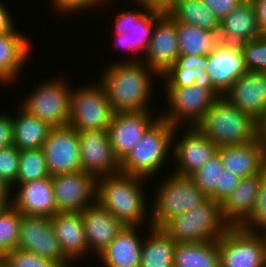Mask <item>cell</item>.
<instances>
[{
  "label": "cell",
  "instance_id": "1",
  "mask_svg": "<svg viewBox=\"0 0 266 267\" xmlns=\"http://www.w3.org/2000/svg\"><path fill=\"white\" fill-rule=\"evenodd\" d=\"M122 61L106 66L99 80L112 109L115 113L150 110L153 78L160 75L142 60Z\"/></svg>",
  "mask_w": 266,
  "mask_h": 267
},
{
  "label": "cell",
  "instance_id": "2",
  "mask_svg": "<svg viewBox=\"0 0 266 267\" xmlns=\"http://www.w3.org/2000/svg\"><path fill=\"white\" fill-rule=\"evenodd\" d=\"M146 178L117 173L98 178L97 203L111 212L125 226H141L147 214L148 202L142 189Z\"/></svg>",
  "mask_w": 266,
  "mask_h": 267
},
{
  "label": "cell",
  "instance_id": "3",
  "mask_svg": "<svg viewBox=\"0 0 266 267\" xmlns=\"http://www.w3.org/2000/svg\"><path fill=\"white\" fill-rule=\"evenodd\" d=\"M194 126L218 147L242 145L259 138L258 121L224 96L218 98Z\"/></svg>",
  "mask_w": 266,
  "mask_h": 267
},
{
  "label": "cell",
  "instance_id": "4",
  "mask_svg": "<svg viewBox=\"0 0 266 267\" xmlns=\"http://www.w3.org/2000/svg\"><path fill=\"white\" fill-rule=\"evenodd\" d=\"M231 226L222 216L221 204L207 198L186 213L168 219L160 229L176 243L218 240Z\"/></svg>",
  "mask_w": 266,
  "mask_h": 267
},
{
  "label": "cell",
  "instance_id": "5",
  "mask_svg": "<svg viewBox=\"0 0 266 267\" xmlns=\"http://www.w3.org/2000/svg\"><path fill=\"white\" fill-rule=\"evenodd\" d=\"M174 125L159 118L142 136L137 145L120 162V173L147 180L162 166L173 149ZM171 150V151H170Z\"/></svg>",
  "mask_w": 266,
  "mask_h": 267
},
{
  "label": "cell",
  "instance_id": "6",
  "mask_svg": "<svg viewBox=\"0 0 266 267\" xmlns=\"http://www.w3.org/2000/svg\"><path fill=\"white\" fill-rule=\"evenodd\" d=\"M156 191L149 213L150 222L147 223L154 228H160L168 219L190 211L208 198L190 176L174 172L160 182Z\"/></svg>",
  "mask_w": 266,
  "mask_h": 267
},
{
  "label": "cell",
  "instance_id": "7",
  "mask_svg": "<svg viewBox=\"0 0 266 267\" xmlns=\"http://www.w3.org/2000/svg\"><path fill=\"white\" fill-rule=\"evenodd\" d=\"M75 89L70 95L68 125L78 132L108 130L115 112L101 84Z\"/></svg>",
  "mask_w": 266,
  "mask_h": 267
},
{
  "label": "cell",
  "instance_id": "8",
  "mask_svg": "<svg viewBox=\"0 0 266 267\" xmlns=\"http://www.w3.org/2000/svg\"><path fill=\"white\" fill-rule=\"evenodd\" d=\"M70 87L62 77L48 79L26 96L20 106L51 127L67 126L70 118Z\"/></svg>",
  "mask_w": 266,
  "mask_h": 267
},
{
  "label": "cell",
  "instance_id": "9",
  "mask_svg": "<svg viewBox=\"0 0 266 267\" xmlns=\"http://www.w3.org/2000/svg\"><path fill=\"white\" fill-rule=\"evenodd\" d=\"M164 88H166L164 93L167 95L169 104L165 111H168L159 116L176 127H180L183 122L189 127L194 126L211 105L222 97L216 89H205L195 84L186 87Z\"/></svg>",
  "mask_w": 266,
  "mask_h": 267
},
{
  "label": "cell",
  "instance_id": "10",
  "mask_svg": "<svg viewBox=\"0 0 266 267\" xmlns=\"http://www.w3.org/2000/svg\"><path fill=\"white\" fill-rule=\"evenodd\" d=\"M220 267H266V236L230 227L219 239Z\"/></svg>",
  "mask_w": 266,
  "mask_h": 267
},
{
  "label": "cell",
  "instance_id": "11",
  "mask_svg": "<svg viewBox=\"0 0 266 267\" xmlns=\"http://www.w3.org/2000/svg\"><path fill=\"white\" fill-rule=\"evenodd\" d=\"M17 248L51 259L60 267H72L61 250L50 217L22 214Z\"/></svg>",
  "mask_w": 266,
  "mask_h": 267
},
{
  "label": "cell",
  "instance_id": "12",
  "mask_svg": "<svg viewBox=\"0 0 266 267\" xmlns=\"http://www.w3.org/2000/svg\"><path fill=\"white\" fill-rule=\"evenodd\" d=\"M57 212H80L97 203L98 178L85 171L51 176Z\"/></svg>",
  "mask_w": 266,
  "mask_h": 267
},
{
  "label": "cell",
  "instance_id": "13",
  "mask_svg": "<svg viewBox=\"0 0 266 267\" xmlns=\"http://www.w3.org/2000/svg\"><path fill=\"white\" fill-rule=\"evenodd\" d=\"M42 150L51 176L82 170L79 135L71 126L52 127Z\"/></svg>",
  "mask_w": 266,
  "mask_h": 267
},
{
  "label": "cell",
  "instance_id": "14",
  "mask_svg": "<svg viewBox=\"0 0 266 267\" xmlns=\"http://www.w3.org/2000/svg\"><path fill=\"white\" fill-rule=\"evenodd\" d=\"M175 127L173 132V154L172 158L175 159L177 169H173L174 173L190 176L196 170L201 168L209 158L217 154L218 146L203 133H201L195 126H188L185 135L178 138L177 130ZM187 131V132H186ZM176 140V142H175Z\"/></svg>",
  "mask_w": 266,
  "mask_h": 267
},
{
  "label": "cell",
  "instance_id": "15",
  "mask_svg": "<svg viewBox=\"0 0 266 267\" xmlns=\"http://www.w3.org/2000/svg\"><path fill=\"white\" fill-rule=\"evenodd\" d=\"M82 170L99 178L120 172L108 130L78 132Z\"/></svg>",
  "mask_w": 266,
  "mask_h": 267
},
{
  "label": "cell",
  "instance_id": "16",
  "mask_svg": "<svg viewBox=\"0 0 266 267\" xmlns=\"http://www.w3.org/2000/svg\"><path fill=\"white\" fill-rule=\"evenodd\" d=\"M150 112V110H145L114 113L108 132L111 147L119 162L128 155L146 131L160 118V116L154 117Z\"/></svg>",
  "mask_w": 266,
  "mask_h": 267
},
{
  "label": "cell",
  "instance_id": "17",
  "mask_svg": "<svg viewBox=\"0 0 266 267\" xmlns=\"http://www.w3.org/2000/svg\"><path fill=\"white\" fill-rule=\"evenodd\" d=\"M179 55L177 22L169 15H163L155 23L142 62L162 75L170 66L175 64Z\"/></svg>",
  "mask_w": 266,
  "mask_h": 267
},
{
  "label": "cell",
  "instance_id": "18",
  "mask_svg": "<svg viewBox=\"0 0 266 267\" xmlns=\"http://www.w3.org/2000/svg\"><path fill=\"white\" fill-rule=\"evenodd\" d=\"M214 88L223 96L233 83L247 73L240 44L221 43L207 55V70Z\"/></svg>",
  "mask_w": 266,
  "mask_h": 267
},
{
  "label": "cell",
  "instance_id": "19",
  "mask_svg": "<svg viewBox=\"0 0 266 267\" xmlns=\"http://www.w3.org/2000/svg\"><path fill=\"white\" fill-rule=\"evenodd\" d=\"M223 96L259 121L266 110V72L248 71L240 76Z\"/></svg>",
  "mask_w": 266,
  "mask_h": 267
},
{
  "label": "cell",
  "instance_id": "20",
  "mask_svg": "<svg viewBox=\"0 0 266 267\" xmlns=\"http://www.w3.org/2000/svg\"><path fill=\"white\" fill-rule=\"evenodd\" d=\"M85 238L90 250L98 256L122 231L125 225L98 203L80 211Z\"/></svg>",
  "mask_w": 266,
  "mask_h": 267
},
{
  "label": "cell",
  "instance_id": "21",
  "mask_svg": "<svg viewBox=\"0 0 266 267\" xmlns=\"http://www.w3.org/2000/svg\"><path fill=\"white\" fill-rule=\"evenodd\" d=\"M13 188L18 190L12 193V205L22 214L52 217L57 213L51 176Z\"/></svg>",
  "mask_w": 266,
  "mask_h": 267
},
{
  "label": "cell",
  "instance_id": "22",
  "mask_svg": "<svg viewBox=\"0 0 266 267\" xmlns=\"http://www.w3.org/2000/svg\"><path fill=\"white\" fill-rule=\"evenodd\" d=\"M223 168L239 178L249 177L266 168V144L261 138L242 145L218 147Z\"/></svg>",
  "mask_w": 266,
  "mask_h": 267
},
{
  "label": "cell",
  "instance_id": "23",
  "mask_svg": "<svg viewBox=\"0 0 266 267\" xmlns=\"http://www.w3.org/2000/svg\"><path fill=\"white\" fill-rule=\"evenodd\" d=\"M265 174L266 168L260 173L242 178L221 204L222 216L231 227L241 226L252 214L259 185Z\"/></svg>",
  "mask_w": 266,
  "mask_h": 267
},
{
  "label": "cell",
  "instance_id": "24",
  "mask_svg": "<svg viewBox=\"0 0 266 267\" xmlns=\"http://www.w3.org/2000/svg\"><path fill=\"white\" fill-rule=\"evenodd\" d=\"M50 219L61 250L71 263L89 255L80 212H57Z\"/></svg>",
  "mask_w": 266,
  "mask_h": 267
},
{
  "label": "cell",
  "instance_id": "25",
  "mask_svg": "<svg viewBox=\"0 0 266 267\" xmlns=\"http://www.w3.org/2000/svg\"><path fill=\"white\" fill-rule=\"evenodd\" d=\"M222 43L241 44L263 35L251 1L242 0L225 18L219 29Z\"/></svg>",
  "mask_w": 266,
  "mask_h": 267
},
{
  "label": "cell",
  "instance_id": "26",
  "mask_svg": "<svg viewBox=\"0 0 266 267\" xmlns=\"http://www.w3.org/2000/svg\"><path fill=\"white\" fill-rule=\"evenodd\" d=\"M139 228L125 226L98 255L104 267H140L143 238L137 232Z\"/></svg>",
  "mask_w": 266,
  "mask_h": 267
},
{
  "label": "cell",
  "instance_id": "27",
  "mask_svg": "<svg viewBox=\"0 0 266 267\" xmlns=\"http://www.w3.org/2000/svg\"><path fill=\"white\" fill-rule=\"evenodd\" d=\"M207 70V55H179L160 78L164 87H186L193 84L205 89H215Z\"/></svg>",
  "mask_w": 266,
  "mask_h": 267
},
{
  "label": "cell",
  "instance_id": "28",
  "mask_svg": "<svg viewBox=\"0 0 266 267\" xmlns=\"http://www.w3.org/2000/svg\"><path fill=\"white\" fill-rule=\"evenodd\" d=\"M19 32L15 27L0 34V82L3 84L14 82L20 76L21 67L32 52L30 40Z\"/></svg>",
  "mask_w": 266,
  "mask_h": 267
},
{
  "label": "cell",
  "instance_id": "29",
  "mask_svg": "<svg viewBox=\"0 0 266 267\" xmlns=\"http://www.w3.org/2000/svg\"><path fill=\"white\" fill-rule=\"evenodd\" d=\"M18 114L12 115L13 145L19 151L42 148L52 127L21 107Z\"/></svg>",
  "mask_w": 266,
  "mask_h": 267
},
{
  "label": "cell",
  "instance_id": "30",
  "mask_svg": "<svg viewBox=\"0 0 266 267\" xmlns=\"http://www.w3.org/2000/svg\"><path fill=\"white\" fill-rule=\"evenodd\" d=\"M174 267H220L218 240L176 243Z\"/></svg>",
  "mask_w": 266,
  "mask_h": 267
},
{
  "label": "cell",
  "instance_id": "31",
  "mask_svg": "<svg viewBox=\"0 0 266 267\" xmlns=\"http://www.w3.org/2000/svg\"><path fill=\"white\" fill-rule=\"evenodd\" d=\"M177 39L180 55H208L222 43L219 31H207L178 22Z\"/></svg>",
  "mask_w": 266,
  "mask_h": 267
},
{
  "label": "cell",
  "instance_id": "32",
  "mask_svg": "<svg viewBox=\"0 0 266 267\" xmlns=\"http://www.w3.org/2000/svg\"><path fill=\"white\" fill-rule=\"evenodd\" d=\"M142 243L140 267H174L176 242L160 228L150 227Z\"/></svg>",
  "mask_w": 266,
  "mask_h": 267
},
{
  "label": "cell",
  "instance_id": "33",
  "mask_svg": "<svg viewBox=\"0 0 266 267\" xmlns=\"http://www.w3.org/2000/svg\"><path fill=\"white\" fill-rule=\"evenodd\" d=\"M169 16L175 22L193 25L207 31L220 29V20L202 0H180Z\"/></svg>",
  "mask_w": 266,
  "mask_h": 267
},
{
  "label": "cell",
  "instance_id": "34",
  "mask_svg": "<svg viewBox=\"0 0 266 267\" xmlns=\"http://www.w3.org/2000/svg\"><path fill=\"white\" fill-rule=\"evenodd\" d=\"M49 176L51 175L48 171L42 148L22 150L19 155L17 179L11 186V189L14 192L16 189H13L12 187L16 184L27 183Z\"/></svg>",
  "mask_w": 266,
  "mask_h": 267
},
{
  "label": "cell",
  "instance_id": "35",
  "mask_svg": "<svg viewBox=\"0 0 266 267\" xmlns=\"http://www.w3.org/2000/svg\"><path fill=\"white\" fill-rule=\"evenodd\" d=\"M223 170L221 158L217 153L190 177L208 198L219 202V179Z\"/></svg>",
  "mask_w": 266,
  "mask_h": 267
},
{
  "label": "cell",
  "instance_id": "36",
  "mask_svg": "<svg viewBox=\"0 0 266 267\" xmlns=\"http://www.w3.org/2000/svg\"><path fill=\"white\" fill-rule=\"evenodd\" d=\"M21 216L12 204L0 214V259L17 248Z\"/></svg>",
  "mask_w": 266,
  "mask_h": 267
},
{
  "label": "cell",
  "instance_id": "37",
  "mask_svg": "<svg viewBox=\"0 0 266 267\" xmlns=\"http://www.w3.org/2000/svg\"><path fill=\"white\" fill-rule=\"evenodd\" d=\"M162 16L163 15L157 14L154 11L147 10L135 22L134 27L132 28L134 38V56L132 55L133 59L131 60L130 58L128 61H141L140 58L135 54H140V51L144 56L147 51L149 41L152 37L154 25Z\"/></svg>",
  "mask_w": 266,
  "mask_h": 267
},
{
  "label": "cell",
  "instance_id": "38",
  "mask_svg": "<svg viewBox=\"0 0 266 267\" xmlns=\"http://www.w3.org/2000/svg\"><path fill=\"white\" fill-rule=\"evenodd\" d=\"M240 227L248 233L266 236V174L260 182L253 212Z\"/></svg>",
  "mask_w": 266,
  "mask_h": 267
},
{
  "label": "cell",
  "instance_id": "39",
  "mask_svg": "<svg viewBox=\"0 0 266 267\" xmlns=\"http://www.w3.org/2000/svg\"><path fill=\"white\" fill-rule=\"evenodd\" d=\"M240 45L246 69L251 72H266V34Z\"/></svg>",
  "mask_w": 266,
  "mask_h": 267
},
{
  "label": "cell",
  "instance_id": "40",
  "mask_svg": "<svg viewBox=\"0 0 266 267\" xmlns=\"http://www.w3.org/2000/svg\"><path fill=\"white\" fill-rule=\"evenodd\" d=\"M0 267H60L55 261L37 254L14 249L0 259Z\"/></svg>",
  "mask_w": 266,
  "mask_h": 267
},
{
  "label": "cell",
  "instance_id": "41",
  "mask_svg": "<svg viewBox=\"0 0 266 267\" xmlns=\"http://www.w3.org/2000/svg\"><path fill=\"white\" fill-rule=\"evenodd\" d=\"M19 155L20 151L14 145L0 150V178L9 186H12L17 179Z\"/></svg>",
  "mask_w": 266,
  "mask_h": 267
},
{
  "label": "cell",
  "instance_id": "42",
  "mask_svg": "<svg viewBox=\"0 0 266 267\" xmlns=\"http://www.w3.org/2000/svg\"><path fill=\"white\" fill-rule=\"evenodd\" d=\"M134 1L135 3L137 2L136 4H139L143 9L141 11L127 10L124 13H118V15L115 17L116 19L114 20V35H122L125 32H132L135 22L148 10V8L140 0Z\"/></svg>",
  "mask_w": 266,
  "mask_h": 267
},
{
  "label": "cell",
  "instance_id": "43",
  "mask_svg": "<svg viewBox=\"0 0 266 267\" xmlns=\"http://www.w3.org/2000/svg\"><path fill=\"white\" fill-rule=\"evenodd\" d=\"M52 7L54 10L61 12L62 14H72L73 12H78L88 10L89 8L98 7V3L95 0H51Z\"/></svg>",
  "mask_w": 266,
  "mask_h": 267
},
{
  "label": "cell",
  "instance_id": "44",
  "mask_svg": "<svg viewBox=\"0 0 266 267\" xmlns=\"http://www.w3.org/2000/svg\"><path fill=\"white\" fill-rule=\"evenodd\" d=\"M241 178L231 171L223 170L219 179V203L223 201L236 189Z\"/></svg>",
  "mask_w": 266,
  "mask_h": 267
},
{
  "label": "cell",
  "instance_id": "45",
  "mask_svg": "<svg viewBox=\"0 0 266 267\" xmlns=\"http://www.w3.org/2000/svg\"><path fill=\"white\" fill-rule=\"evenodd\" d=\"M203 3L221 21L225 18L242 0H202Z\"/></svg>",
  "mask_w": 266,
  "mask_h": 267
},
{
  "label": "cell",
  "instance_id": "46",
  "mask_svg": "<svg viewBox=\"0 0 266 267\" xmlns=\"http://www.w3.org/2000/svg\"><path fill=\"white\" fill-rule=\"evenodd\" d=\"M13 145L12 116L0 113V150Z\"/></svg>",
  "mask_w": 266,
  "mask_h": 267
},
{
  "label": "cell",
  "instance_id": "47",
  "mask_svg": "<svg viewBox=\"0 0 266 267\" xmlns=\"http://www.w3.org/2000/svg\"><path fill=\"white\" fill-rule=\"evenodd\" d=\"M148 10L157 14L169 15L177 6L180 0H140Z\"/></svg>",
  "mask_w": 266,
  "mask_h": 267
},
{
  "label": "cell",
  "instance_id": "48",
  "mask_svg": "<svg viewBox=\"0 0 266 267\" xmlns=\"http://www.w3.org/2000/svg\"><path fill=\"white\" fill-rule=\"evenodd\" d=\"M256 14V20L262 34H266V0H251Z\"/></svg>",
  "mask_w": 266,
  "mask_h": 267
},
{
  "label": "cell",
  "instance_id": "49",
  "mask_svg": "<svg viewBox=\"0 0 266 267\" xmlns=\"http://www.w3.org/2000/svg\"><path fill=\"white\" fill-rule=\"evenodd\" d=\"M10 14L9 10H7L6 6L0 0V34L10 32L15 28L14 19H12Z\"/></svg>",
  "mask_w": 266,
  "mask_h": 267
},
{
  "label": "cell",
  "instance_id": "50",
  "mask_svg": "<svg viewBox=\"0 0 266 267\" xmlns=\"http://www.w3.org/2000/svg\"><path fill=\"white\" fill-rule=\"evenodd\" d=\"M116 36L115 38V43L116 47L122 48L127 52L129 51L134 55V38H133V32H125L122 35H114Z\"/></svg>",
  "mask_w": 266,
  "mask_h": 267
},
{
  "label": "cell",
  "instance_id": "51",
  "mask_svg": "<svg viewBox=\"0 0 266 267\" xmlns=\"http://www.w3.org/2000/svg\"><path fill=\"white\" fill-rule=\"evenodd\" d=\"M11 195V186L0 178V201H12V197H10Z\"/></svg>",
  "mask_w": 266,
  "mask_h": 267
},
{
  "label": "cell",
  "instance_id": "52",
  "mask_svg": "<svg viewBox=\"0 0 266 267\" xmlns=\"http://www.w3.org/2000/svg\"><path fill=\"white\" fill-rule=\"evenodd\" d=\"M258 137L266 144V110L263 117L258 121Z\"/></svg>",
  "mask_w": 266,
  "mask_h": 267
},
{
  "label": "cell",
  "instance_id": "53",
  "mask_svg": "<svg viewBox=\"0 0 266 267\" xmlns=\"http://www.w3.org/2000/svg\"><path fill=\"white\" fill-rule=\"evenodd\" d=\"M12 204V201H0V214L6 209L8 206Z\"/></svg>",
  "mask_w": 266,
  "mask_h": 267
},
{
  "label": "cell",
  "instance_id": "54",
  "mask_svg": "<svg viewBox=\"0 0 266 267\" xmlns=\"http://www.w3.org/2000/svg\"><path fill=\"white\" fill-rule=\"evenodd\" d=\"M98 4H99V6L100 5H102L103 3H105V1L106 2H108L109 0H95ZM103 2V3H102Z\"/></svg>",
  "mask_w": 266,
  "mask_h": 267
}]
</instances>
